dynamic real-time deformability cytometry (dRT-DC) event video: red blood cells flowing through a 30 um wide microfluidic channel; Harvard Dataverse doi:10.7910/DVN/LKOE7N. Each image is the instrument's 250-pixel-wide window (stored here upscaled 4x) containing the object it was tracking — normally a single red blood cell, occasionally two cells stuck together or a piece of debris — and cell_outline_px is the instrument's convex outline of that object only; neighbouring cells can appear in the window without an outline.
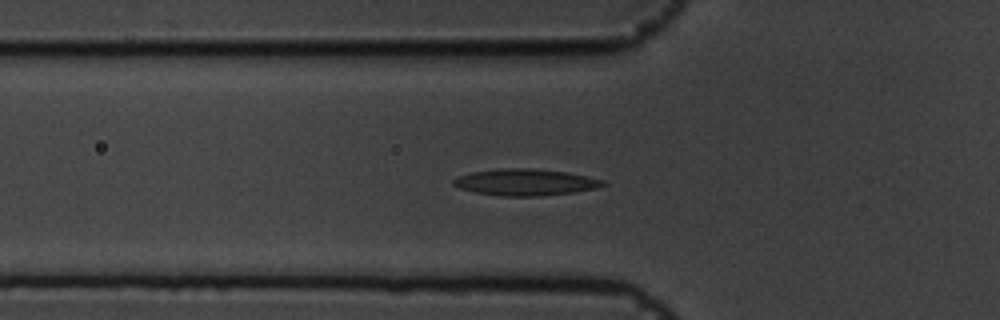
{"species": "common noctule bat (a hibernating species)", "species_latin": "Nyctalus noctula", "temperature_condition": "cold", "stored_images_in_passage": 40, "camera_frame_rate_fps": 3000, "um_per_image_px": 0.085, "animal": {"sex": "male", "body_mass_g": 19.5, "forearm_length_mm": 54.6}, "frame": {"image": 1, "passage_image": 2, "time_ms": 0.333, "image_size_px": [1000, 320], "cell_outline_px": [[604, 184], [596, 188], [572, 192], [540, 196], [500, 196], [476, 192], [460, 188], [452, 184], [452, 180], [456, 176], [472, 172], [500, 168], [532, 168], [568, 172], [604, 180]], "centroid_in_image_um": [44.61, 15.48], "position_along_channel_um": 81.2, "area_um2": 23.06}}
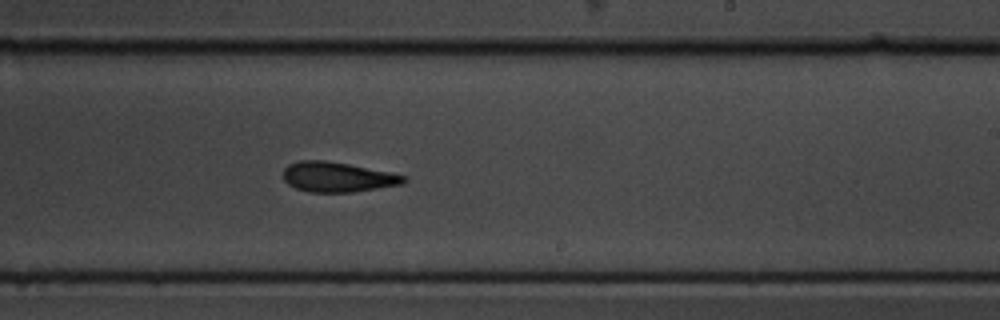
{"frame": {"image": 2, "passage_image": 17, "time_ms": 5.333, "image_size_px": [1000, 320], "cell_outline_px": [[408, 180], [404, 184], [352, 192], [308, 192], [296, 188], [288, 184], [284, 180], [284, 168], [288, 164], [300, 160], [324, 160], [348, 164], [392, 172], [408, 176]], "centroid_in_image_um": [28.73, 15.04], "position_along_channel_um": 260.3, "area_um2": 21.21}}
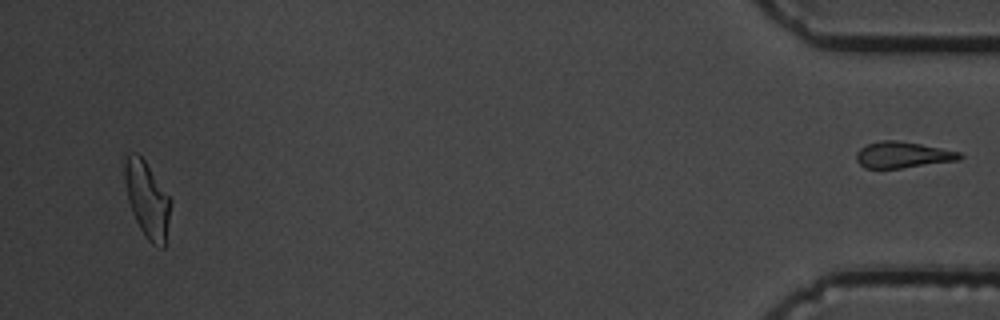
{"frame": {"image": 3, "passage_image": 37, "time_ms": 12.0, "image_size_px": [1000, 320], "cell_outline_px": [[172, 200], [164, 248], [160, 248], [152, 244], [148, 240], [140, 228], [132, 212], [128, 200], [124, 180], [124, 160], [128, 152], [136, 152], [144, 160]], "centroid_in_image_um": [12.5, 16.94], "position_along_channel_um": 422.7, "area_um2": 20.29}, "authors_computed_cell_mechanics": {"area_um2": 21.1837, "velocity_mm_per_s": 3.5822, "shape_relaxation_time_tau1_ms": 11.2052, "shape_relaxation_time_tau2_ms": 3.8072, "deformation_change_tau1": 0.228, "deformation_change_tau2": 0.1165}}